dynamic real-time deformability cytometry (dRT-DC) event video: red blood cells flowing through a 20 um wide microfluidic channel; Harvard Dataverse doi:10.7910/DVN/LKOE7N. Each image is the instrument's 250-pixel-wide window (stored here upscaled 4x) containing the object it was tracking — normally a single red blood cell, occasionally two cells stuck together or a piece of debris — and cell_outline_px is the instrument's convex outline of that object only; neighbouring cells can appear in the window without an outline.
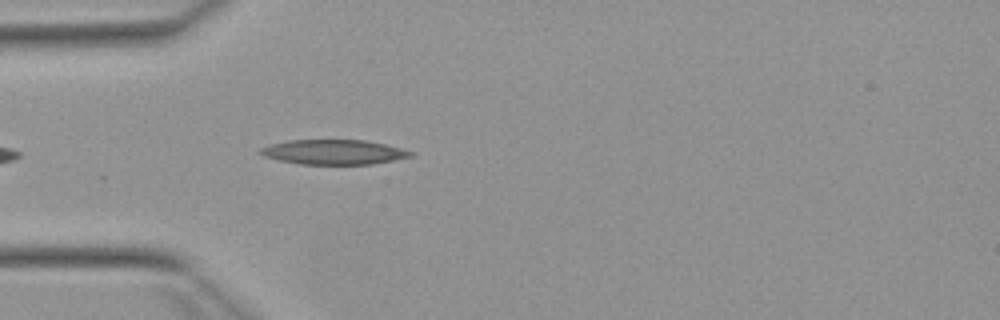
{"species": "Egyptian fruit bat (a non-hibernating species)", "species_latin": "Rousettus aegyptiacus", "temperature_condition": "warm", "stored_images_in_passage": 5, "camera_frame_rate_fps": 3000, "um_per_image_px": 0.085, "animal": {"sex": "female"}, "frame": {"image": 1, "passage_image": 1, "time_ms": 0.0, "image_size_px": [1000, 320], "cell_outline_px": [[416, 152], [412, 156], [372, 164], [300, 164], [280, 160], [264, 156], [260, 152], [260, 148], [272, 144], [288, 140], [364, 140], [384, 144]], "centroid_in_image_um": [28.38, 12.92], "position_along_channel_um": 56.6, "area_um2": 21.44}}